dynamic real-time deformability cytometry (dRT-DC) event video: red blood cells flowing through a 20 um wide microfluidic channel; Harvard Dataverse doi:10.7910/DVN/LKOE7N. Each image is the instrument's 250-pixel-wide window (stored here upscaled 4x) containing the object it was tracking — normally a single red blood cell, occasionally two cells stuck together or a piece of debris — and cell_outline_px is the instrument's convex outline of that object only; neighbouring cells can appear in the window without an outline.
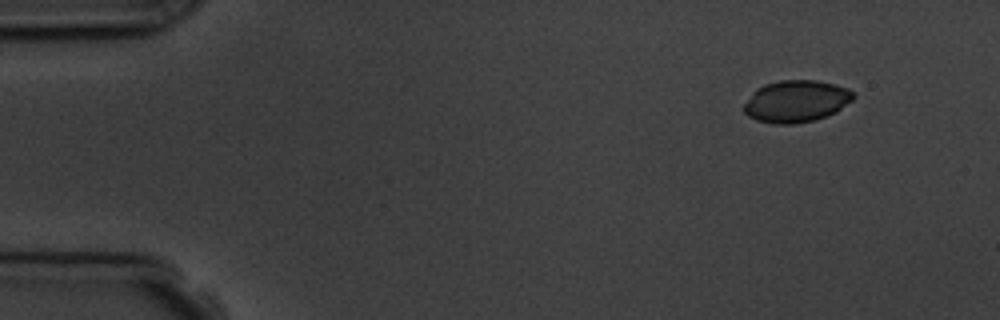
{"species": "common noctule bat (a hibernating species)", "species_latin": "Nyctalus noctula", "temperature_condition": "room temperature", "stored_images_in_passage": 4, "segment_of_instrument_passage": [1, 2], "camera_frame_rate_fps": 3000, "um_per_image_px": 0.085, "animal": {"sex": "male", "body_mass_g": 19.5, "forearm_length_mm": 54.6}, "frame": {"image": 1, "passage_image": 1, "time_ms": 0.0, "image_size_px": [1000, 320], "cell_outline_px": [[856, 96], [852, 100], [836, 112], [828, 116], [816, 120], [792, 124], [772, 124], [756, 120], [748, 116], [744, 112], [744, 104], [752, 92], [756, 88], [764, 84], [780, 80], [816, 80], [836, 84], [848, 88]], "centroid_in_image_um": [67.67, 8.61], "position_along_channel_um": 17.3, "area_um2": 27.05}}